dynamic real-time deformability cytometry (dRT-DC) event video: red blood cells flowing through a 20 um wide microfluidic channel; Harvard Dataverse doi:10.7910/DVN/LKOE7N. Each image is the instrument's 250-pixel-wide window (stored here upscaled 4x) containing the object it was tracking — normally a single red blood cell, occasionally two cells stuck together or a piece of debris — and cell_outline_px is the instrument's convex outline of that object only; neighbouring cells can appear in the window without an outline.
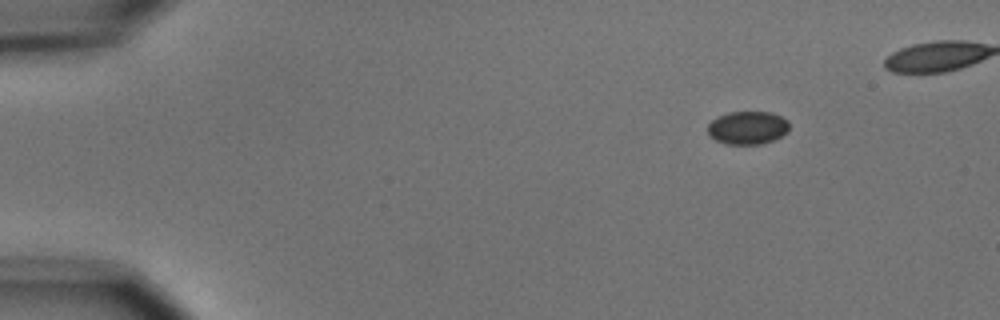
{"species": "common noctule bat (a hibernating species)", "species_latin": "Nyctalus noctula", "temperature_condition": "cold", "stored_images_in_passage": 5, "camera_frame_rate_fps": 3000, "um_per_image_px": 0.085, "animal": {"sex": "male", "body_mass_g": 15.6}, "frame": {"image": 1, "passage_image": 1, "time_ms": 0.0, "image_size_px": [1000, 320], "cell_outline_px": [[788, 132], [772, 140], [760, 144], [724, 144], [708, 136], [708, 124], [716, 116], [728, 112], [772, 112], [788, 120]], "centroid_in_image_um": [63.51, 10.85], "position_along_channel_um": 21.5, "area_um2": 15.84}}